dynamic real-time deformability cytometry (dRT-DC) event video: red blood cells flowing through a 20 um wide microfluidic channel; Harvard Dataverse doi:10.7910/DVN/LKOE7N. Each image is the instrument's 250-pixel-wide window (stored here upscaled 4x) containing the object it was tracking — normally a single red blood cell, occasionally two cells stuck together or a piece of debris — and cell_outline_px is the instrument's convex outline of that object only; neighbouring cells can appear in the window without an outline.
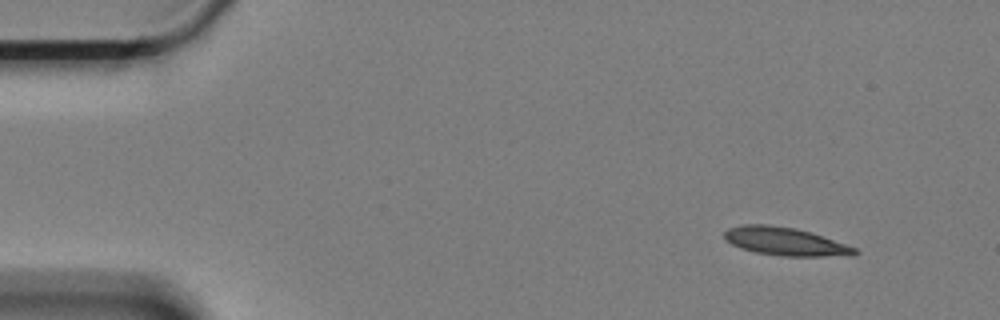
{"species": "Egyptian fruit bat (a non-hibernating species)", "species_latin": "Rousettus aegyptiacus", "temperature_condition": "cold", "stored_images_in_passage": 54, "camera_frame_rate_fps": 3000, "um_per_image_px": 0.085, "animal": {"sex": "female"}, "frame": {"image": 1, "passage_image": 1, "time_ms": 0.0, "image_size_px": [1000, 320], "cell_outline_px": [[860, 252], [852, 256], [784, 256], [756, 252], [740, 248], [732, 244], [724, 236], [724, 232], [728, 228], [744, 224], [768, 224], [796, 228], [856, 248]], "centroid_in_image_um": [66.73, 20.53], "position_along_channel_um": 18.3, "area_um2": 21.1}}
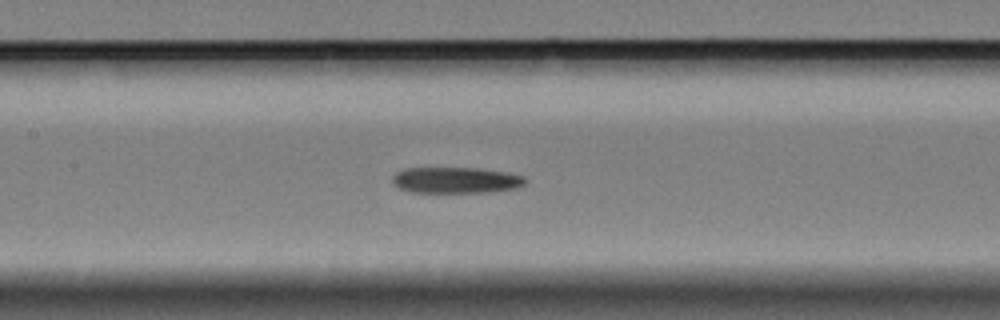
{"frame": {"image": 2, "passage_image": 23, "time_ms": 7.333, "image_size_px": [1000, 320], "cell_outline_px": [[528, 180], [524, 184], [516, 188], [488, 192], [412, 192], [400, 188], [392, 180], [392, 176], [396, 172], [404, 168], [476, 168], [508, 172], [524, 176]], "centroid_in_image_um": [38.78, 15.3], "position_along_channel_um": 168.6, "area_um2": 20.17}}
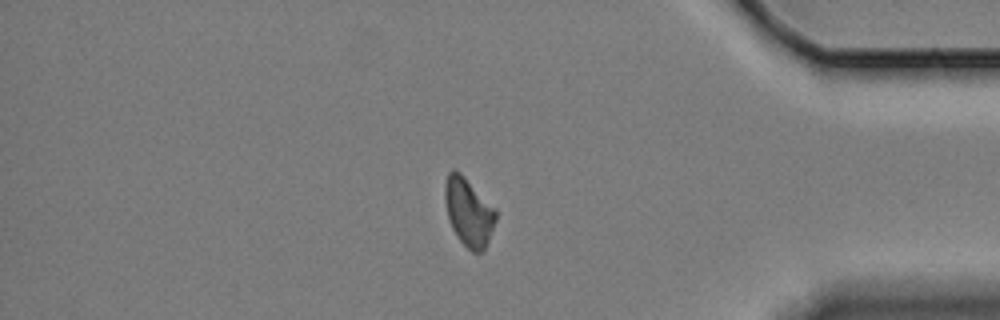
{"frame": {"image": 3, "passage_image": 46, "time_ms": 15.0, "image_size_px": [1000, 320], "cell_outline_px": [[496, 220], [484, 252], [472, 252], [456, 236], [452, 228], [448, 216], [444, 200], [444, 184], [448, 172], [452, 168], [460, 172], [496, 208]], "centroid_in_image_um": [39.83, 18.0], "position_along_channel_um": 395.4, "area_um2": 20.35}}